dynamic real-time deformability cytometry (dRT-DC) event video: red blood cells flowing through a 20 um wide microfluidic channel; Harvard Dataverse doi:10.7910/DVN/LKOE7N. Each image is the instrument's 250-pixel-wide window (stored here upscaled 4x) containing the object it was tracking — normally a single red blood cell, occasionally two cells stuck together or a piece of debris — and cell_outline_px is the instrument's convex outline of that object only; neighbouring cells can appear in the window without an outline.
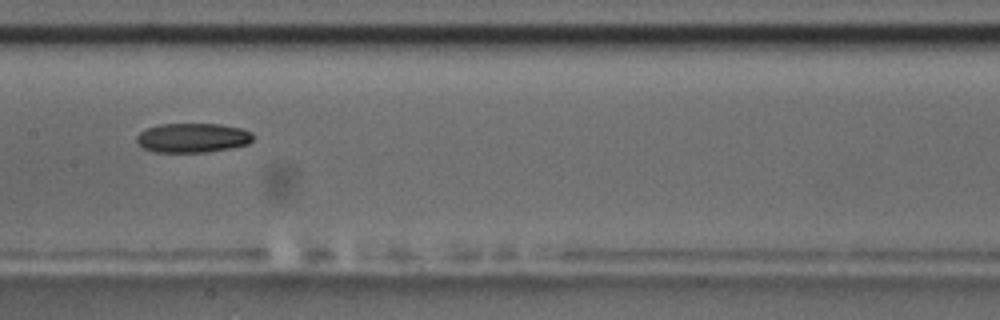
{"species": "common noctule bat (a hibernating species)", "species_latin": "Nyctalus noctula", "temperature_condition": "room temperature", "stored_images_in_passage": 13, "camera_frame_rate_fps": 3000, "um_per_image_px": 0.085, "animal": {"sex": "male", "body_mass_g": 17.5, "forearm_length_mm": 52.3}, "frame": {"image": 1, "passage_image": 6, "time_ms": 7.0, "image_size_px": [1000, 320], "cell_outline_px": [[252, 140], [248, 144], [232, 148], [208, 152], [156, 152], [144, 148], [136, 140], [136, 136], [140, 132], [148, 128], [160, 124], [220, 124], [240, 128], [252, 132]], "centroid_in_image_um": [16.39, 11.72], "position_along_channel_um": 191.0, "area_um2": 19.88}}